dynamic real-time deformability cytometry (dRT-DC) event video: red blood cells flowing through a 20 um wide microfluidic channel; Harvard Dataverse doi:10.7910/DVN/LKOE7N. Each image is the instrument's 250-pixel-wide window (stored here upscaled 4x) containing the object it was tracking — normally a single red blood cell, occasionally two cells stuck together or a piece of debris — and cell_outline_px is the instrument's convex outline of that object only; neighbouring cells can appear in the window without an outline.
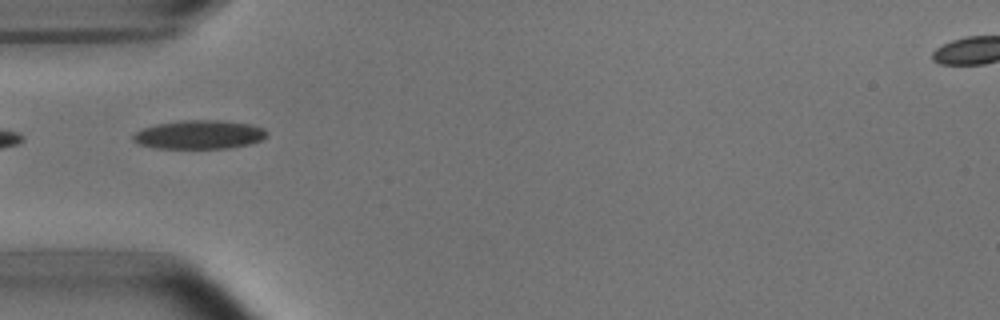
{"species": "common noctule bat (a hibernating species)", "species_latin": "Nyctalus noctula", "temperature_condition": "room temperature", "stored_images_in_passage": 6, "camera_frame_rate_fps": 3000, "um_per_image_px": 0.085, "animal": {"sex": "male", "body_mass_g": 15.6}, "frame": {"image": 1, "passage_image": 1, "time_ms": 0.0, "image_size_px": [1000, 320], "cell_outline_px": [[268, 136], [260, 140], [248, 144], [228, 148], [156, 148], [140, 144], [132, 140], [132, 136], [136, 132], [144, 128], [156, 124], [184, 120], [220, 120], [248, 124], [264, 128], [268, 132]], "centroid_in_image_um": [16.94, 11.44], "position_along_channel_um": 68.1, "area_um2": 22.25}}